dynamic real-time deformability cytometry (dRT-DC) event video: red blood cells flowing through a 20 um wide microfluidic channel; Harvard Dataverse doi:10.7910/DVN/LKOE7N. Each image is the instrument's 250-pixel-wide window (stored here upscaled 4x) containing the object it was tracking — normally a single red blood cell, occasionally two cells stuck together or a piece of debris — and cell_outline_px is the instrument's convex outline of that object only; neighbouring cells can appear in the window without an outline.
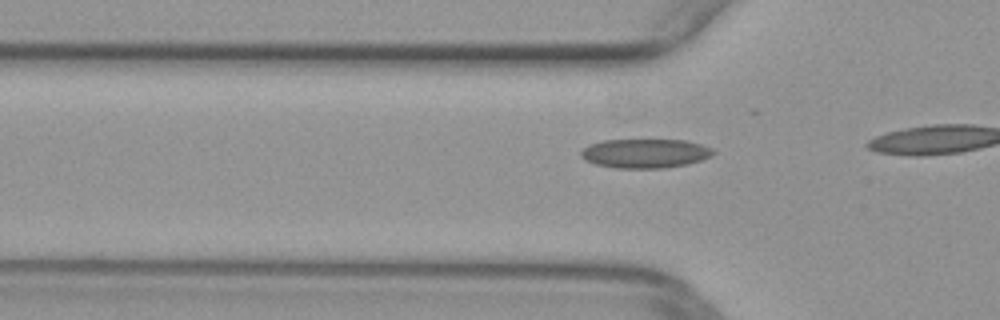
{"species": "common noctule bat (a hibernating species)", "species_latin": "Nyctalus noctula", "temperature_condition": "warm", "stored_images_in_passage": 10, "camera_frame_rate_fps": 3000, "um_per_image_px": 0.085, "animal": {"sex": "female", "body_mass_g": 29.2, "forearm_length_mm": 56.3}, "frame": {"image": 1, "passage_image": 7, "time_ms": 2.0, "image_size_px": [1000, 320], "cell_outline_px": [[716, 152], [700, 160], [684, 164], [664, 168], [616, 168], [596, 164], [584, 160], [580, 156], [580, 152], [588, 144], [604, 140], [684, 140], [700, 144], [712, 148]], "centroid_in_image_um": [54.78, 13.03], "position_along_channel_um": 71.0, "area_um2": 22.31}}